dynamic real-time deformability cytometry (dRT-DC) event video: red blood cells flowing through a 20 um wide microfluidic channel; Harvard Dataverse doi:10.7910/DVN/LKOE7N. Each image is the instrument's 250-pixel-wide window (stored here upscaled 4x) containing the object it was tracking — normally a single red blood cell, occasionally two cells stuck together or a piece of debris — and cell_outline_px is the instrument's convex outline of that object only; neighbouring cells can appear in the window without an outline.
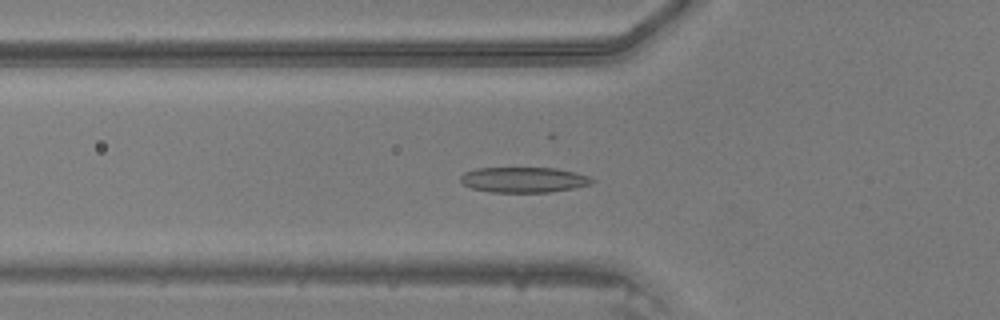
{"species": "common noctule bat (a hibernating species)", "species_latin": "Nyctalus noctula", "temperature_condition": "warm", "stored_images_in_passage": 38, "camera_frame_rate_fps": 3000, "um_per_image_px": 0.085, "animal": {"sex": "male", "body_mass_g": 20.5, "forearm_length_mm": 52.5}, "frame": {"image": 1, "passage_image": 8, "time_ms": 2.333, "image_size_px": [1000, 320], "cell_outline_px": [[596, 180], [592, 184], [552, 192], [492, 192], [472, 188], [464, 184], [460, 180], [460, 176], [464, 172], [476, 168], [556, 168], [576, 172], [588, 176]], "centroid_in_image_um": [44.54, 15.27], "position_along_channel_um": 81.3, "area_um2": 19.48}}
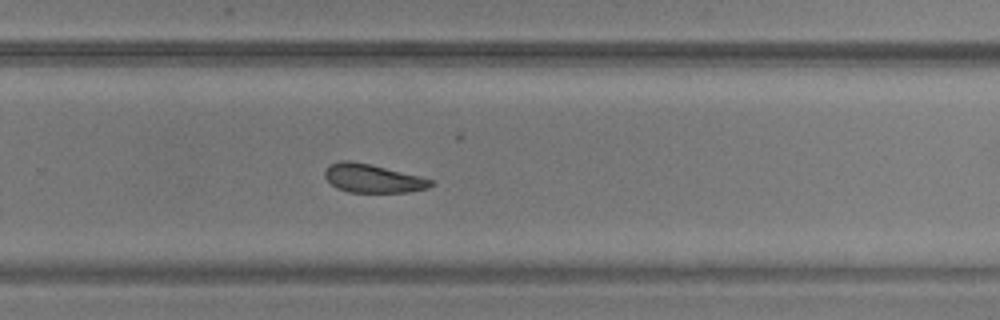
{"frame": {"image": 2, "passage_image": 23, "time_ms": 7.333, "image_size_px": [1000, 320], "cell_outline_px": [[436, 184], [428, 188], [408, 192], [348, 192], [336, 188], [324, 176], [324, 172], [332, 164], [340, 160], [348, 160], [368, 164], [420, 176], [436, 180]], "centroid_in_image_um": [31.73, 15.18], "position_along_channel_um": 298.1, "area_um2": 17.51}}
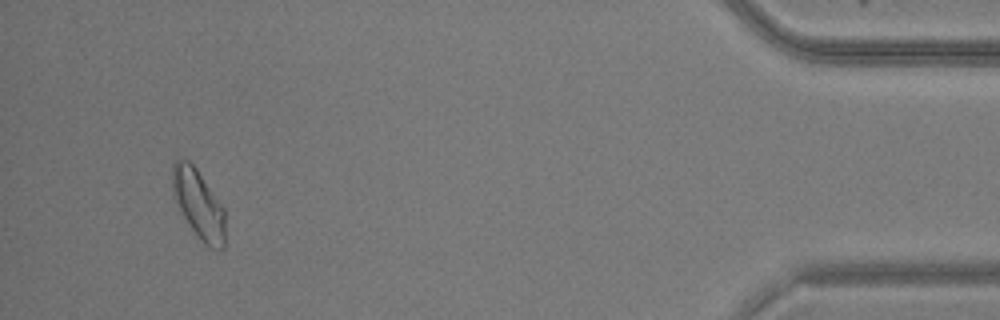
{"frame": {"image": 3, "passage_image": 36, "time_ms": 11.667, "image_size_px": [1000, 320], "cell_outline_px": [[224, 248], [212, 248], [204, 244], [200, 240], [188, 224], [172, 196], [172, 164], [180, 156], [188, 160], [196, 168], [224, 208]], "centroid_in_image_um": [16.84, 17.31], "position_along_channel_um": 418.4, "area_um2": 21.21}}